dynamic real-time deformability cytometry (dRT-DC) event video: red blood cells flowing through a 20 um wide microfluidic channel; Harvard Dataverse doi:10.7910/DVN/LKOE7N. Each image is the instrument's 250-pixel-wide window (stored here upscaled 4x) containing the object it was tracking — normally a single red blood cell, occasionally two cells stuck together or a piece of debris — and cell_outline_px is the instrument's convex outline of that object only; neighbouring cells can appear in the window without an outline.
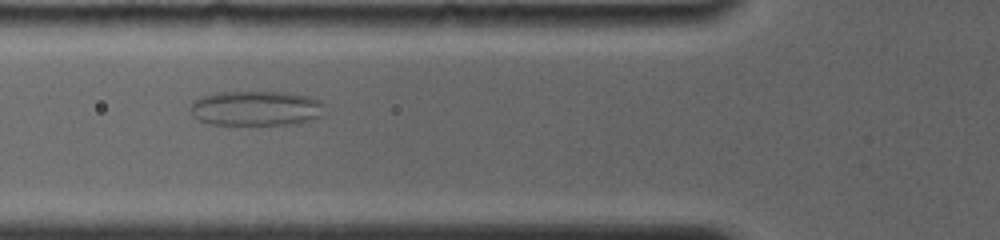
{"species": "common noctule bat (a hibernating species)", "species_latin": "Nyctalus noctula", "temperature_condition": "room temperature", "stored_images_in_passage": 44, "camera_frame_rate_fps": 4000, "um_per_image_px": 0.085, "animal": {"sex": "female", "body_mass_g": 19.0, "forearm_length_mm": 56.7}, "frame": {"image": 1, "passage_image": 14, "time_ms": 5.75, "image_size_px": [1000, 240], "cell_outline_px": [[324, 116], [300, 124], [208, 124], [192, 116], [188, 108], [192, 100], [200, 96], [220, 92], [284, 92], [308, 96], [320, 100], [324, 104]], "centroid_in_image_um": [21.77, 9.21], "position_along_channel_um": 104.0, "area_um2": 27.8}}
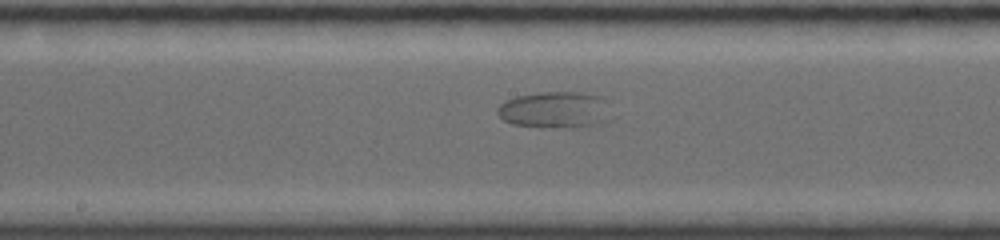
{"frame": {"image": 2, "passage_image": 25, "time_ms": 8.5, "image_size_px": [1000, 240], "cell_outline_px": [[608, 120], [600, 124], [576, 128], [548, 128], [512, 124], [504, 120], [496, 112], [496, 108], [504, 100], [516, 96], [540, 92], [580, 92], [600, 96], [604, 100]], "centroid_in_image_um": [47.11, 9.35], "position_along_channel_um": 201.1, "area_um2": 24.33}}
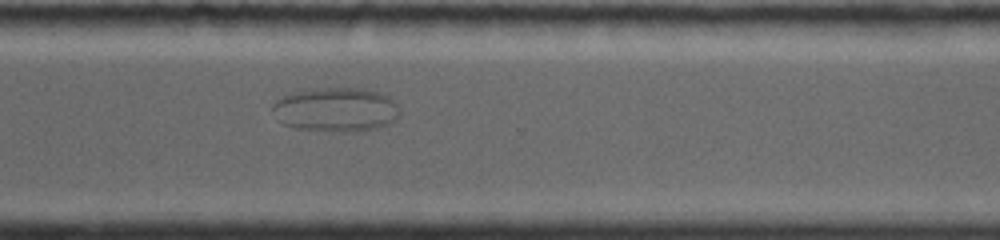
{"frame": {"image": 3, "passage_image": 34, "time_ms": 12.5, "image_size_px": [1000, 240], "cell_outline_px": [[400, 116], [396, 120], [380, 128], [348, 132], [340, 132], [296, 128], [284, 124], [276, 120], [272, 108], [276, 100], [292, 92], [304, 88], [360, 88], [376, 92], [388, 96], [396, 104]], "centroid_in_image_um": [28.53, 9.32], "position_along_channel_um": 342.1, "area_um2": 33.0}}